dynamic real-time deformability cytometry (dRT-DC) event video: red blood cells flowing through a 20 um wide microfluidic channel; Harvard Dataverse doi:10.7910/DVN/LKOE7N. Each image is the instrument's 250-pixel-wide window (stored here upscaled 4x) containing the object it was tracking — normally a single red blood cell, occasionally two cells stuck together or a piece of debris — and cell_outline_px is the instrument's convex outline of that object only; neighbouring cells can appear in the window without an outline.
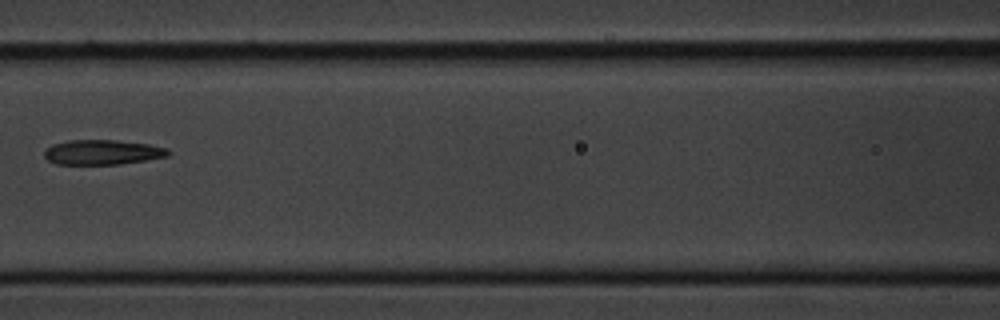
{"species": "common noctule bat (a hibernating species)", "species_latin": "Nyctalus noctula", "temperature_condition": "cold", "stored_images_in_passage": 9, "camera_frame_rate_fps": 3000, "um_per_image_px": 0.085, "animal": {"sex": "male", "body_mass_g": 20.1, "forearm_length_mm": 53.5}, "frame": {"image": 1, "passage_image": 6, "time_ms": 6.667, "image_size_px": [1000, 320], "cell_outline_px": [[172, 152], [168, 156], [120, 164], [56, 164], [48, 160], [44, 156], [44, 148], [52, 144], [68, 140], [116, 140], [148, 144], [168, 148]], "centroid_in_image_um": [8.69, 12.93], "position_along_channel_um": 157.9, "area_um2": 18.03}}
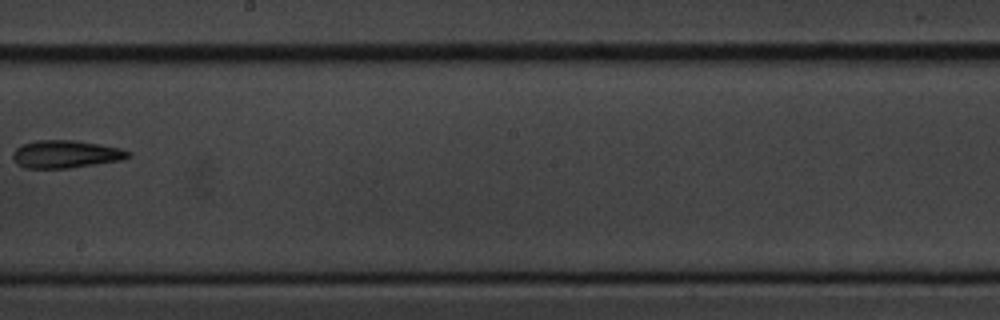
{"frame": {"image": 2, "passage_image": 8, "time_ms": 9.0, "image_size_px": [1000, 320], "cell_outline_px": [[132, 156], [120, 160], [68, 168], [24, 168], [16, 164], [12, 160], [12, 152], [16, 148], [24, 144], [36, 140], [76, 140], [100, 144], [120, 148], [132, 152]], "centroid_in_image_um": [5.56, 13.1], "position_along_channel_um": 242.6, "area_um2": 18.73}}
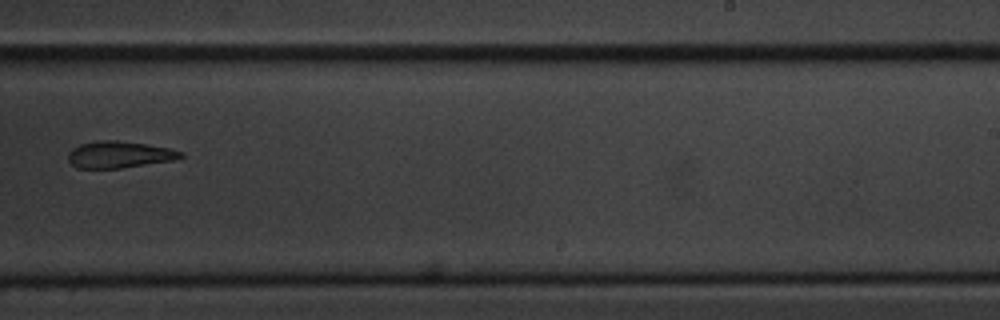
{"frame": {"image": 3, "passage_image": 9, "time_ms": 10.0, "image_size_px": [1000, 320], "cell_outline_px": [[184, 156], [172, 160], [120, 168], [76, 168], [68, 160], [68, 152], [72, 148], [80, 144], [96, 140], [120, 140], [168, 148], [184, 152]], "centroid_in_image_um": [10.09, 13.13], "position_along_channel_um": 278.9, "area_um2": 17.46}}